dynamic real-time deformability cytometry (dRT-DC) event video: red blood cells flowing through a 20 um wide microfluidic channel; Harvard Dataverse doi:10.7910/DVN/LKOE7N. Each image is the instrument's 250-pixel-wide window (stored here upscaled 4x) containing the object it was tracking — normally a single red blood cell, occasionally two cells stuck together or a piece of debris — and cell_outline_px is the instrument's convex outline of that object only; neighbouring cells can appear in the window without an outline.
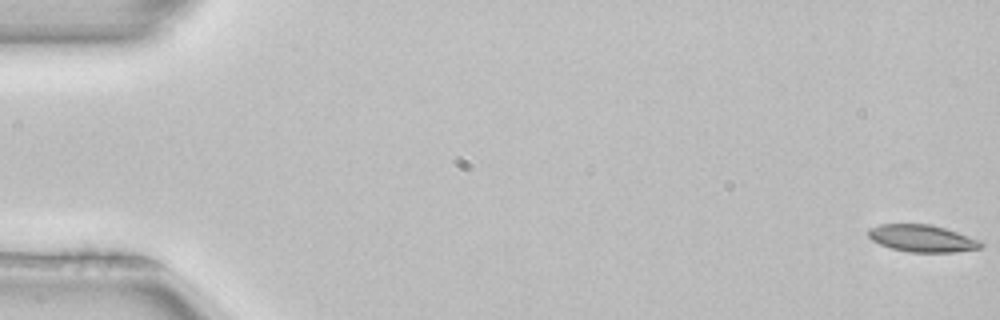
{"species": "common noctule bat (a hibernating species)", "species_latin": "Nyctalus noctula", "temperature_condition": "room temperature", "stored_images_in_passage": 52, "camera_frame_rate_fps": 3000, "um_per_image_px": 0.085, "animal": {"sex": "female", "body_mass_g": 22.7, "forearm_length_mm": 54.2}, "frame": {"image": 1, "passage_image": 1, "time_ms": 0.0, "image_size_px": [1000, 320], "cell_outline_px": [[984, 248], [956, 252], [908, 252], [892, 248], [880, 244], [872, 240], [868, 236], [868, 228], [880, 224], [932, 224], [980, 240], [984, 244]], "centroid_in_image_um": [78.4, 20.26], "position_along_channel_um": 6.6, "area_um2": 17.86}}
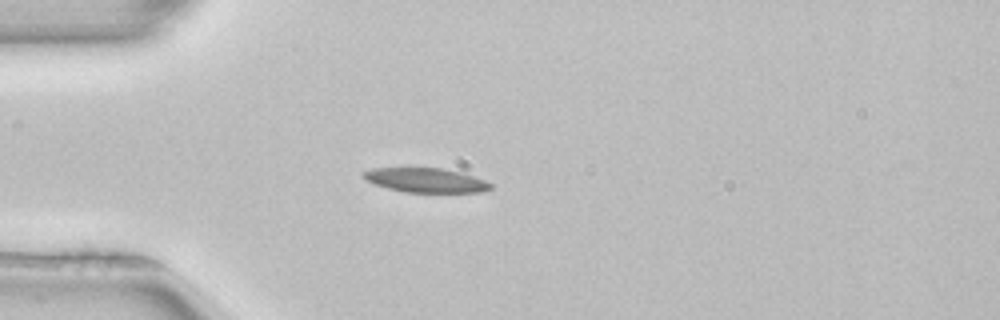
{"frame": {"image": 2, "passage_image": 15, "time_ms": 4.667, "image_size_px": [1000, 320], "cell_outline_px": [[492, 188], [484, 192], [404, 192], [372, 184], [364, 180], [360, 176], [360, 172], [372, 168], [440, 168], [460, 172], [484, 180], [492, 184]], "centroid_in_image_um": [36.11, 15.32], "position_along_channel_um": 48.9, "area_um2": 18.21}}
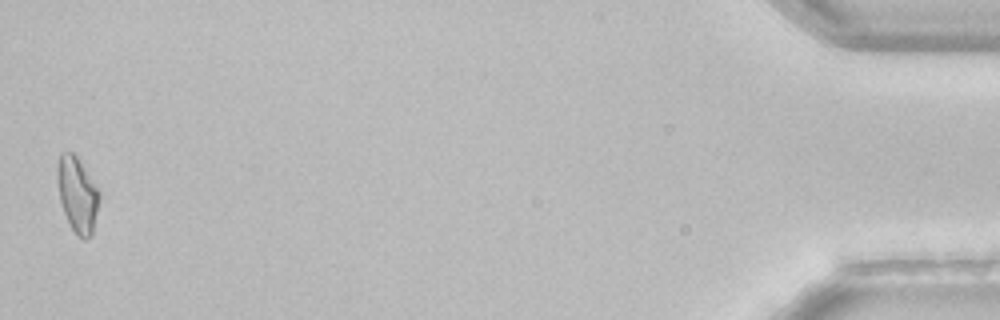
{"frame": {"image": 3, "passage_image": 52, "time_ms": 17.0, "image_size_px": [1000, 320], "cell_outline_px": [[100, 200], [92, 236], [84, 240], [76, 236], [64, 212], [60, 200], [56, 180], [56, 168], [60, 152], [72, 152], [76, 156], [100, 188]], "centroid_in_image_um": [6.59, 16.53], "position_along_channel_um": 428.6, "area_um2": 18.9}, "authors_computed_cell_mechanics": {"area_um2": 18.207, "velocity_mm_per_s": 3.9742, "shape_relaxation_time_tau1_ms": 6.3554, "shape_relaxation_time_tau2_ms": 8.516, "deformation_change_tau1": 0.1552, "deformation_change_tau2": 0.1542}}